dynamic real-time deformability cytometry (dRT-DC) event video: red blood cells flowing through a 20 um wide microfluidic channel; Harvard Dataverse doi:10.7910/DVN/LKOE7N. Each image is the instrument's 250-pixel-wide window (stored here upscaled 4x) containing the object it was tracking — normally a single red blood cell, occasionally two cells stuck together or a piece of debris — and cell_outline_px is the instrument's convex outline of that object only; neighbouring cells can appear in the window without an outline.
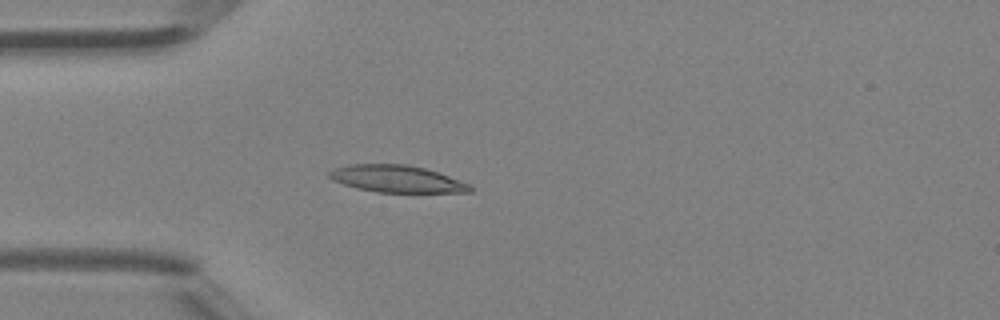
{"species": "Egyptian fruit bat (a non-hibernating species)", "species_latin": "Rousettus aegyptiacus", "temperature_condition": "room temperature", "stored_images_in_passage": 2, "camera_frame_rate_fps": 3000, "um_per_image_px": 0.085, "animal": {"sex": "female"}, "frame": {"image": 1, "passage_image": 2, "time_ms": 0.333, "image_size_px": [1000, 320], "cell_outline_px": [[472, 192], [376, 192], [356, 188], [332, 180], [328, 176], [328, 172], [332, 168], [348, 164], [408, 164], [424, 168], [448, 176], [468, 184], [472, 188]], "centroid_in_image_um": [33.65, 15.19], "position_along_channel_um": 51.4, "area_um2": 22.08}}